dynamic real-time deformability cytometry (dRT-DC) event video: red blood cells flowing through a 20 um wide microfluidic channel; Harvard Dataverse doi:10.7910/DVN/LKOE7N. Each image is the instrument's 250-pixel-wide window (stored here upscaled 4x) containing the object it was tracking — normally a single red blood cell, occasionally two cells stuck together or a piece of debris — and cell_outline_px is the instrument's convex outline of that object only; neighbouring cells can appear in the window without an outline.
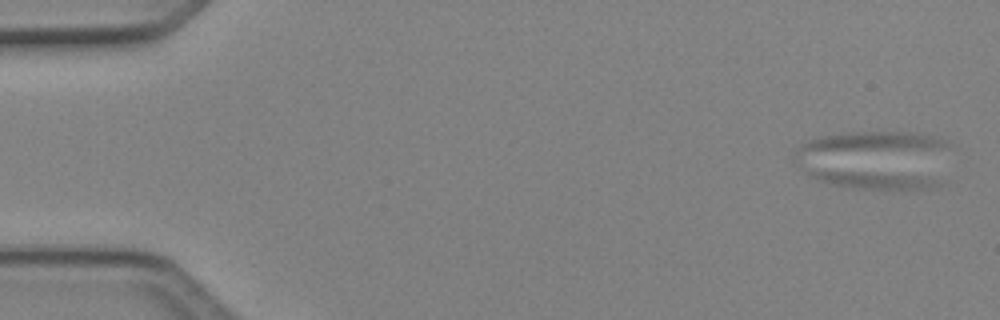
{"species": "Egyptian fruit bat (a non-hibernating species)", "species_latin": "Rousettus aegyptiacus", "temperature_condition": "cold", "stored_images_in_passage": 5, "camera_frame_rate_fps": 3000, "um_per_image_px": 0.085, "animal": {"sex": "female"}, "frame": {"image": 1, "passage_image": 1, "time_ms": 0.0, "image_size_px": [1000, 320], "cell_outline_px": [[948, 180], [944, 184], [932, 188], [860, 188], [832, 184], [820, 180], [804, 172], [804, 168], [928, 176]], "centroid_in_image_um": [74.32, 15.25], "position_along_channel_um": 10.7, "area_um2": 13.12}}